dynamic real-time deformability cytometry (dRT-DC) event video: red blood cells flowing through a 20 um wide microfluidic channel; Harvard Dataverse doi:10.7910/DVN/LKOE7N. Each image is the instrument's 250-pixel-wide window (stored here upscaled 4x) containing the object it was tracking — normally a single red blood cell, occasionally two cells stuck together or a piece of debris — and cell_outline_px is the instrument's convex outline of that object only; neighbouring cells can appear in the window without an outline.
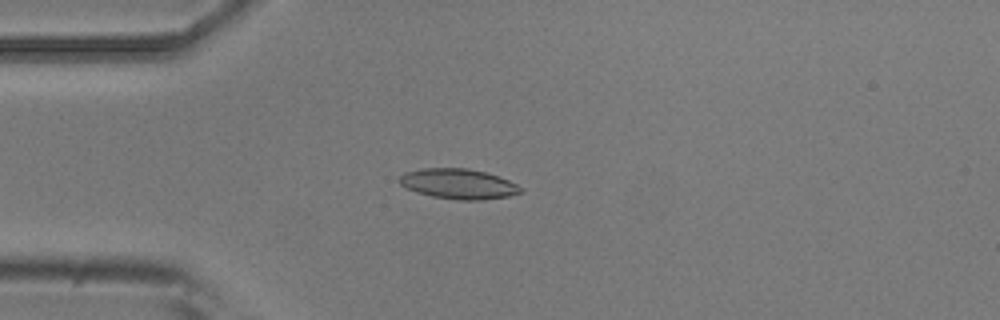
{"species": "common noctule bat (a hibernating species)", "species_latin": "Nyctalus noctula", "temperature_condition": "room temperature", "stored_images_in_passage": 6, "camera_frame_rate_fps": 3000, "um_per_image_px": 0.085, "animal": {"sex": "male", "body_mass_g": 20.5, "forearm_length_mm": 52.5}, "frame": {"image": 1, "passage_image": 4, "time_ms": 1.0, "image_size_px": [1000, 320], "cell_outline_px": [[524, 192], [508, 196], [480, 200], [460, 200], [432, 196], [416, 192], [404, 188], [396, 180], [404, 172], [424, 168], [468, 168], [484, 172], [508, 180], [524, 188]], "centroid_in_image_um": [38.93, 15.63], "position_along_channel_um": 46.1, "area_um2": 21.39}}
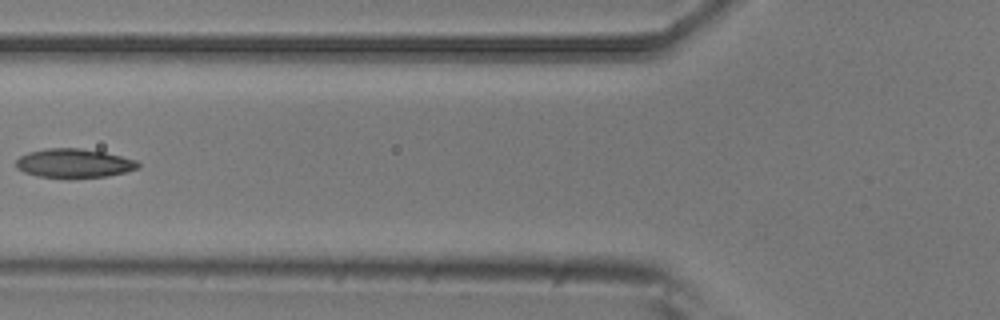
{"frame": {"image": 2, "passage_image": 6, "time_ms": 1.667, "image_size_px": [1000, 320], "cell_outline_px": [[140, 168], [108, 176], [68, 180], [36, 176], [24, 172], [16, 168], [16, 160], [20, 156], [28, 152], [48, 148], [80, 148], [104, 152], [136, 160], [140, 164]], "centroid_in_image_um": [6.27, 13.91], "position_along_channel_um": 119.5, "area_um2": 21.15}}